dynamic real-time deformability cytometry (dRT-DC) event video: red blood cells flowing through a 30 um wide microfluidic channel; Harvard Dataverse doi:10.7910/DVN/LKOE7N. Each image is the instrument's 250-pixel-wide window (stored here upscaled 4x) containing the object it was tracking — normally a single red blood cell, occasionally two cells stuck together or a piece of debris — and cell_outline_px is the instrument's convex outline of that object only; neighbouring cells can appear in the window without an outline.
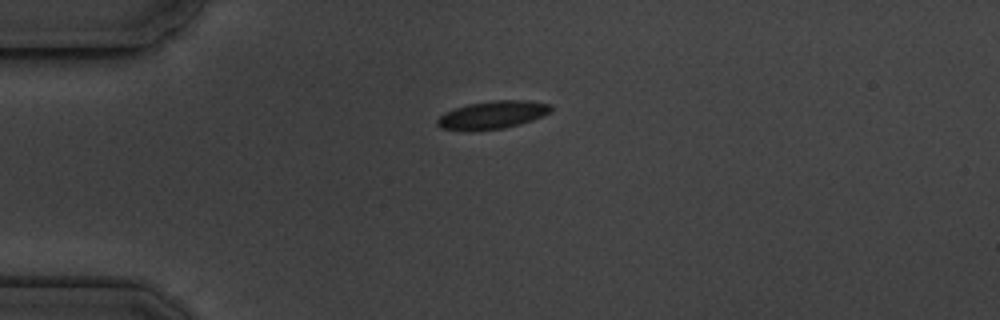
{"species": "common noctule bat (a hibernating species)", "species_latin": "Nyctalus noctula", "temperature_condition": "cold", "stored_images_in_passage": 2, "camera_frame_rate_fps": 3000, "um_per_image_px": 0.085, "animal": {"sex": "male", "body_mass_g": 19.5, "forearm_length_mm": 54.6}, "frame": {"image": 1, "passage_image": 1, "time_ms": 0.0, "image_size_px": [1000, 320], "cell_outline_px": [[552, 108], [548, 112], [532, 120], [520, 124], [504, 128], [440, 128], [436, 124], [436, 120], [444, 112], [468, 104], [492, 100], [528, 100], [552, 104]], "centroid_in_image_um": [41.9, 9.71], "position_along_channel_um": 43.1, "area_um2": 17.74}}